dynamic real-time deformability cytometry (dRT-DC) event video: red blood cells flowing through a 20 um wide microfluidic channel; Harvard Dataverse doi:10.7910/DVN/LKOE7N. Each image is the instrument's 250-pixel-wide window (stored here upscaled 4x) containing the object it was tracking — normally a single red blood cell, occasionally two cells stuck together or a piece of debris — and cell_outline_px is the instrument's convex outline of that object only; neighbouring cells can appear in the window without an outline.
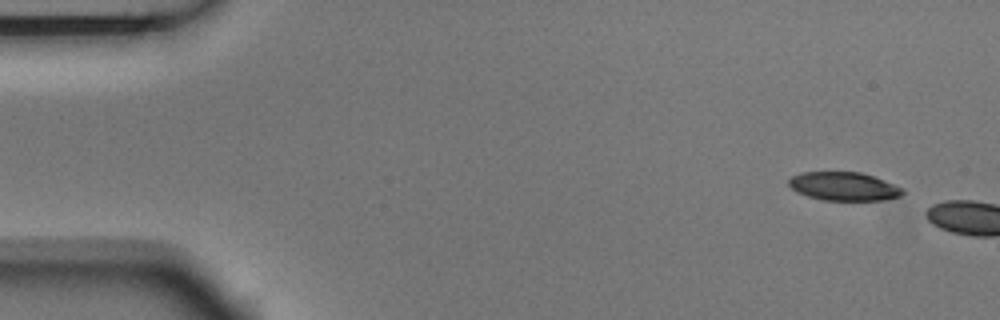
{"species": "Egyptian fruit bat (a non-hibernating species)", "species_latin": "Rousettus aegyptiacus", "temperature_condition": "room temperature", "stored_images_in_passage": 2, "camera_frame_rate_fps": 3000, "um_per_image_px": 0.085, "animal": {"sex": "male"}, "frame": {"image": 1, "passage_image": 1, "time_ms": 0.0, "image_size_px": [1000, 320], "cell_outline_px": [[904, 192], [900, 196], [884, 200], [824, 200], [808, 196], [796, 192], [788, 184], [788, 180], [792, 176], [800, 172], [860, 172], [884, 180], [904, 188]], "centroid_in_image_um": [71.72, 15.84], "position_along_channel_um": 13.3, "area_um2": 18.9}}